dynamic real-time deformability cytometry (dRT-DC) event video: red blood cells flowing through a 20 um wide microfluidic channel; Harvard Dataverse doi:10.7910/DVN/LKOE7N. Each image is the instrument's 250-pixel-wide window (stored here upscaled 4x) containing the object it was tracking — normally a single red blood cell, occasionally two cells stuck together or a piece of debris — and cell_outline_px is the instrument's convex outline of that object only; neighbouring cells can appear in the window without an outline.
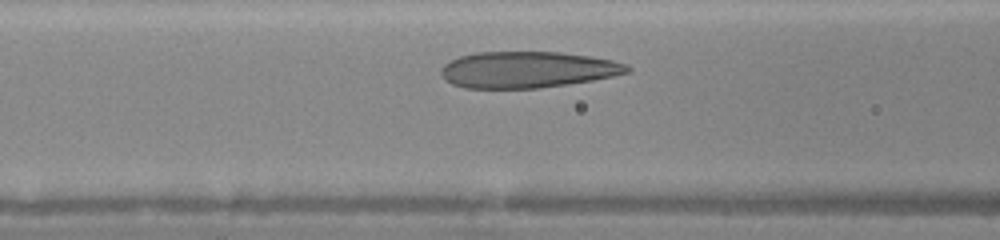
{"species": "human", "species_latin": "Homo sapiens", "temperature_condition": "warm", "stored_images_in_passage": 24, "camera_frame_rate_fps": 3000, "um_per_image_px": 0.085, "donor": {"sex": "female"}, "frame": {"image": 1, "passage_image": 6, "time_ms": 1.667, "image_size_px": [1000, 240], "cell_outline_px": [[632, 72], [592, 80], [536, 88], [464, 88], [452, 84], [444, 80], [440, 72], [440, 68], [448, 60], [460, 56], [476, 52], [560, 52], [592, 56], [612, 60], [628, 64], [632, 68]], "centroid_in_image_um": [44.82, 5.91], "position_along_channel_um": 121.8, "area_um2": 39.65}}
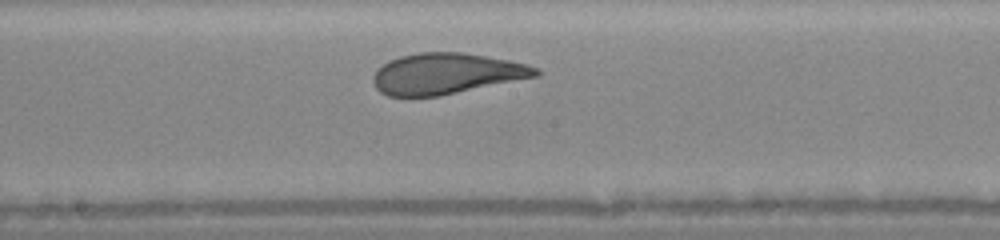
{"frame": {"image": 2, "passage_image": 12, "time_ms": 3.667, "image_size_px": [1000, 240], "cell_outline_px": [[540, 76], [440, 96], [388, 96], [380, 92], [376, 88], [372, 80], [372, 76], [388, 60], [400, 56], [420, 52], [464, 52], [508, 60], [528, 64], [540, 68]], "centroid_in_image_um": [37.98, 6.26], "position_along_channel_um": 210.2, "area_um2": 38.96}}
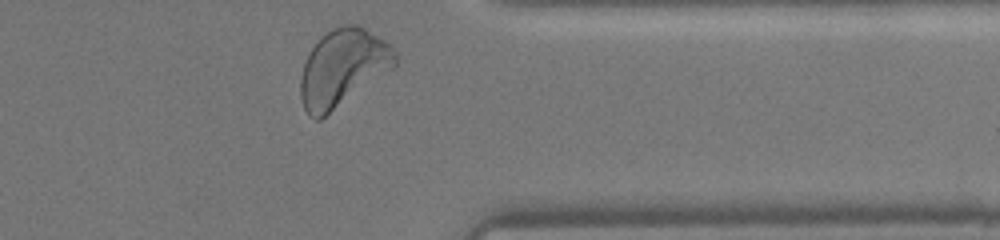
{"frame": {"image": 3, "passage_image": 24, "time_ms": 7.667, "image_size_px": [1000, 240], "cell_outline_px": [[396, 68], [320, 120], [316, 120], [308, 116], [304, 108], [300, 96], [300, 80], [304, 64], [308, 52], [332, 28], [340, 24], [360, 24], [384, 40], [396, 52]], "centroid_in_image_um": [29.16, 5.79], "position_along_channel_um": 382.2, "area_um2": 42.89}}